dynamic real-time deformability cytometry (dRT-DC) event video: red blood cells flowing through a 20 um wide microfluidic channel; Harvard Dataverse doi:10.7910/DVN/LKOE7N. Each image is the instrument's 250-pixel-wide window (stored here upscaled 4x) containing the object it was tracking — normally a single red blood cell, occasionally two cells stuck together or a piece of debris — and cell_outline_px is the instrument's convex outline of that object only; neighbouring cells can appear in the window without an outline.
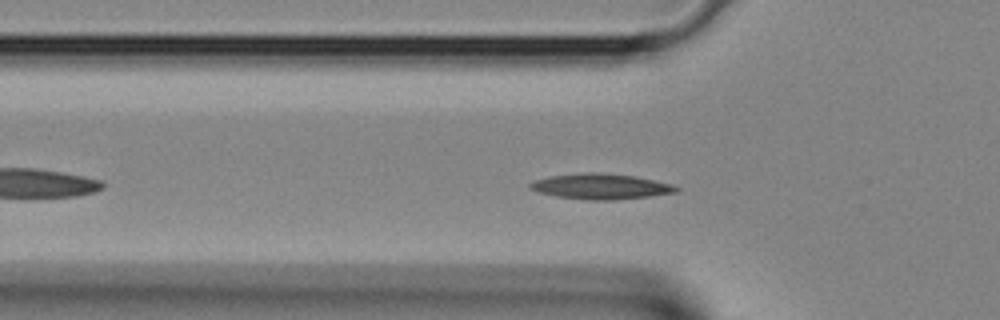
{"species": "Egyptian fruit bat (a non-hibernating species)", "species_latin": "Rousettus aegyptiacus", "temperature_condition": "room temperature", "stored_images_in_passage": 32, "camera_frame_rate_fps": 3000, "um_per_image_px": 0.085, "animal": {"sex": "female"}, "frame": {"image": 1, "passage_image": 5, "time_ms": 1.333, "image_size_px": [1000, 320], "cell_outline_px": [[680, 188], [676, 192], [648, 196], [612, 200], [588, 200], [556, 196], [540, 192], [528, 188], [528, 184], [532, 180], [552, 176], [588, 172], [600, 172], [636, 176], [672, 184]], "centroid_in_image_um": [51.05, 15.84], "position_along_channel_um": 74.8, "area_um2": 21.62}}
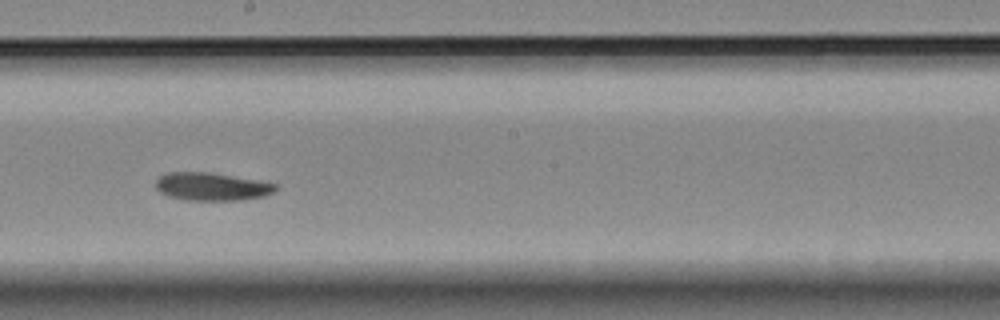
{"frame": {"image": 2, "passage_image": 14, "time_ms": 4.333, "image_size_px": [1000, 320], "cell_outline_px": [[276, 188], [272, 192], [264, 196], [244, 200], [184, 200], [168, 196], [160, 192], [156, 188], [156, 180], [160, 176], [168, 172], [208, 172], [260, 180], [276, 184]], "centroid_in_image_um": [17.98, 15.86], "position_along_channel_um": 230.2, "area_um2": 19.54}}
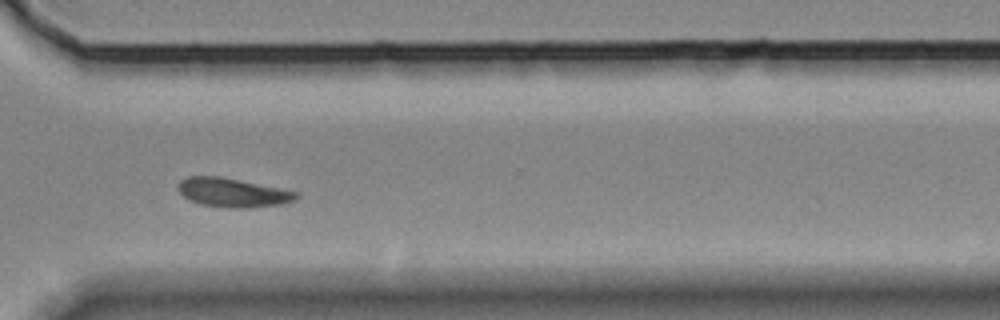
{"frame": {"image": 3, "passage_image": 21, "time_ms": 6.667, "image_size_px": [1000, 320], "cell_outline_px": [[300, 196], [296, 200], [280, 204], [244, 208], [232, 208], [200, 204], [188, 200], [176, 188], [180, 180], [188, 176], [220, 176], [296, 192]], "centroid_in_image_um": [19.72, 16.37], "position_along_channel_um": 350.9, "area_um2": 19.71}}